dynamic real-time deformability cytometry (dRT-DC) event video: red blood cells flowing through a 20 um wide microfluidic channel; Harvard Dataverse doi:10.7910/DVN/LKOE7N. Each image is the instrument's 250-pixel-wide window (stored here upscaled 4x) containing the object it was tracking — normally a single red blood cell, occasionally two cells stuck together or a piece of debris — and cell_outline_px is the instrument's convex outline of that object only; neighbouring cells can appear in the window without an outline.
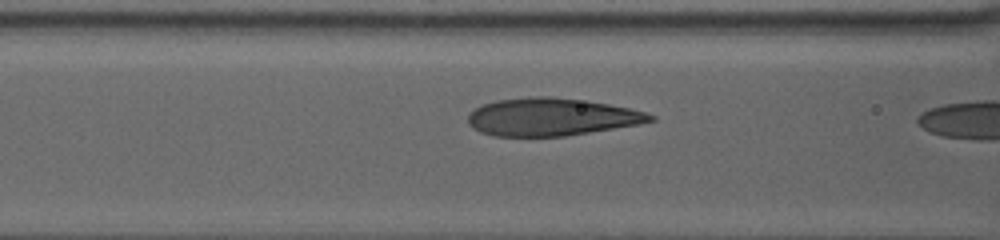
{"species": "human", "species_latin": "Homo sapiens", "temperature_condition": "warm", "stored_images_in_passage": 7, "camera_frame_rate_fps": 3000, "um_per_image_px": 0.085, "donor": {"sex": "female"}, "frame": {"image": 1, "passage_image": 5, "time_ms": 1.333, "image_size_px": [1000, 240], "cell_outline_px": [[656, 120], [636, 124], [564, 136], [496, 136], [480, 132], [472, 128], [468, 124], [468, 112], [484, 104], [496, 100], [528, 96], [552, 96], [584, 100], [608, 104], [628, 108], [644, 112], [656, 116]], "centroid_in_image_um": [46.81, 9.93], "position_along_channel_um": 119.8, "area_um2": 39.82}}